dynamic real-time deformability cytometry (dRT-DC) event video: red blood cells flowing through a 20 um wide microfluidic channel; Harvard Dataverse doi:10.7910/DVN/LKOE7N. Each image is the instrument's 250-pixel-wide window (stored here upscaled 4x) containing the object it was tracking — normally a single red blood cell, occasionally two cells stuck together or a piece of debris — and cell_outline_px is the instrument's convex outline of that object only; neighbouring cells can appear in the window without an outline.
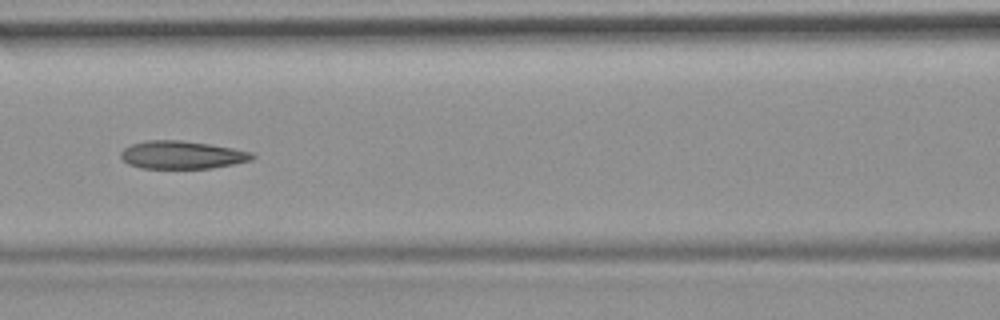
{"species": "common noctule bat (a hibernating species)", "species_latin": "Nyctalus noctula", "temperature_condition": "room temperature", "stored_images_in_passage": 10, "camera_frame_rate_fps": 3000, "um_per_image_px": 0.085, "animal": {"sex": "female", "body_mass_g": 19.9}, "frame": {"image": 1, "passage_image": 7, "time_ms": 7.0, "image_size_px": [1000, 320], "cell_outline_px": [[256, 156], [252, 160], [212, 168], [140, 168], [128, 164], [120, 156], [120, 152], [124, 148], [132, 144], [144, 140], [180, 140], [208, 144], [232, 148], [252, 152]], "centroid_in_image_um": [15.45, 13.16], "position_along_channel_um": 151.2, "area_um2": 21.33}}